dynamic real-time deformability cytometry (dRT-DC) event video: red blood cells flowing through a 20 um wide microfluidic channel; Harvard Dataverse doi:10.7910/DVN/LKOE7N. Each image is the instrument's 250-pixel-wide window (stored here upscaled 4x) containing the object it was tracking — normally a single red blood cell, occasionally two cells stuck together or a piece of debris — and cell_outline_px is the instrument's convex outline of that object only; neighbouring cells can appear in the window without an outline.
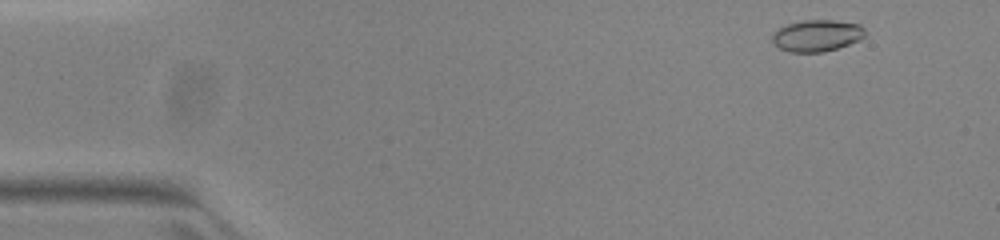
{"species": "common noctule bat (a hibernating species)", "species_latin": "Nyctalus noctula", "temperature_condition": "warm", "stored_images_in_passage": 29, "camera_frame_rate_fps": 3000, "um_per_image_px": 0.085, "animal": {"sex": "female", "body_mass_g": 23.0, "forearm_length_mm": 53.4}, "frame": {"image": 1, "passage_image": 2, "time_ms": 0.333, "image_size_px": [1000, 240], "cell_outline_px": [[864, 36], [860, 40], [824, 52], [788, 52], [780, 48], [772, 40], [772, 36], [780, 28], [788, 24], [804, 20], [832, 20], [860, 24], [864, 28]], "centroid_in_image_um": [69.46, 3.03], "position_along_channel_um": 15.5, "area_um2": 16.88}}
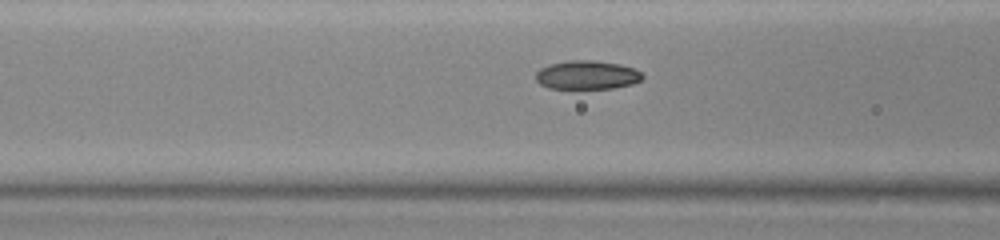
{"frame": {"image": 2, "passage_image": 18, "time_ms": 5.667, "image_size_px": [1000, 240], "cell_outline_px": [[644, 76], [640, 80], [632, 84], [612, 88], [548, 88], [540, 84], [536, 80], [536, 72], [540, 68], [548, 64], [568, 60], [592, 60], [620, 64], [632, 68], [640, 72]], "centroid_in_image_um": [49.86, 6.36], "position_along_channel_um": 116.7, "area_um2": 17.8}}
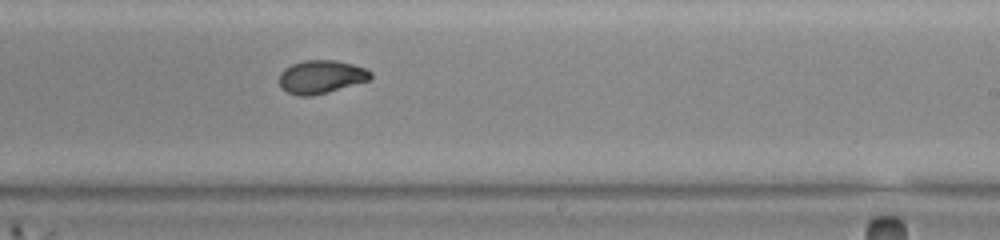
{"frame": {"image": 3, "passage_image": 29, "time_ms": 9.333, "image_size_px": [1000, 240], "cell_outline_px": [[372, 76], [368, 80], [328, 92], [312, 96], [296, 96], [280, 88], [280, 72], [284, 68], [292, 64], [304, 60], [336, 60], [352, 64], [364, 68], [372, 72]], "centroid_in_image_um": [27.26, 6.53], "position_along_channel_um": 261.7, "area_um2": 17.69}}